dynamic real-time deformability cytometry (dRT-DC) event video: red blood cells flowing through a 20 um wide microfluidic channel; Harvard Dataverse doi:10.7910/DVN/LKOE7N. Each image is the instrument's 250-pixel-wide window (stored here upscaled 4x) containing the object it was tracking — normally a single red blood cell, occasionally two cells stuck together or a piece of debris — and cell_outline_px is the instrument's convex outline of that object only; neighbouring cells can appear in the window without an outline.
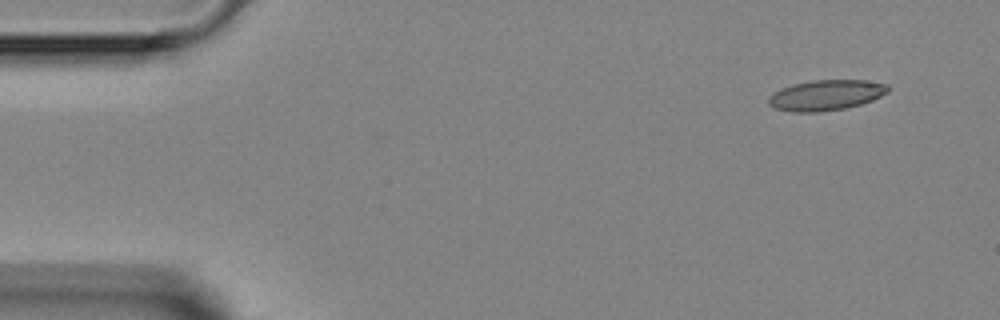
{"species": "Egyptian fruit bat (a non-hibernating species)", "species_latin": "Rousettus aegyptiacus", "temperature_condition": "room temperature", "stored_images_in_passage": 3, "camera_frame_rate_fps": 3000, "um_per_image_px": 0.085, "animal": {"sex": "female"}, "frame": {"image": 1, "passage_image": 1, "time_ms": 0.0, "image_size_px": [1000, 320], "cell_outline_px": [[892, 88], [888, 92], [872, 100], [860, 104], [844, 108], [816, 112], [792, 112], [776, 108], [768, 104], [768, 96], [780, 88], [792, 84], [812, 80], [864, 80], [888, 84]], "centroid_in_image_um": [70.21, 8.07], "position_along_channel_um": 14.8, "area_um2": 21.27}}